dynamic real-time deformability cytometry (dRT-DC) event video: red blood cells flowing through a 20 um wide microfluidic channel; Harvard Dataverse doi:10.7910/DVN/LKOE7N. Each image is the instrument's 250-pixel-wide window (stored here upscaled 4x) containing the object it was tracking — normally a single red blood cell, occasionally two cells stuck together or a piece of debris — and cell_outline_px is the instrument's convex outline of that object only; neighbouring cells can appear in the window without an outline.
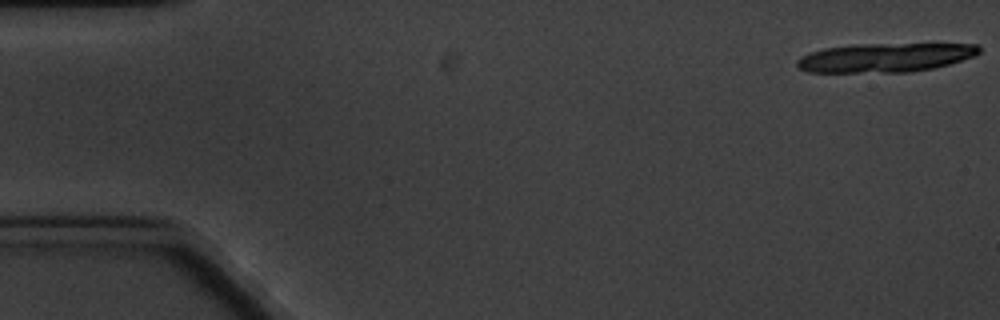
{"species": "common noctule bat (a hibernating species)", "species_latin": "Nyctalus noctula", "temperature_condition": "cold", "stored_images_in_passage": 6, "camera_frame_rate_fps": 3000, "um_per_image_px": 0.085, "animal": {"sex": "male", "body_mass_g": 20.1, "forearm_length_mm": 53.5}, "frame": {"image": 1, "passage_image": 1, "time_ms": 0.0, "image_size_px": [1000, 320], "cell_outline_px": [[980, 52], [976, 56], [948, 64], [932, 68], [912, 72], [808, 72], [800, 68], [796, 64], [796, 60], [800, 56], [824, 48], [856, 44], [980, 44]], "centroid_in_image_um": [75.25, 4.89], "position_along_channel_um": 9.7, "area_um2": 30.75}}